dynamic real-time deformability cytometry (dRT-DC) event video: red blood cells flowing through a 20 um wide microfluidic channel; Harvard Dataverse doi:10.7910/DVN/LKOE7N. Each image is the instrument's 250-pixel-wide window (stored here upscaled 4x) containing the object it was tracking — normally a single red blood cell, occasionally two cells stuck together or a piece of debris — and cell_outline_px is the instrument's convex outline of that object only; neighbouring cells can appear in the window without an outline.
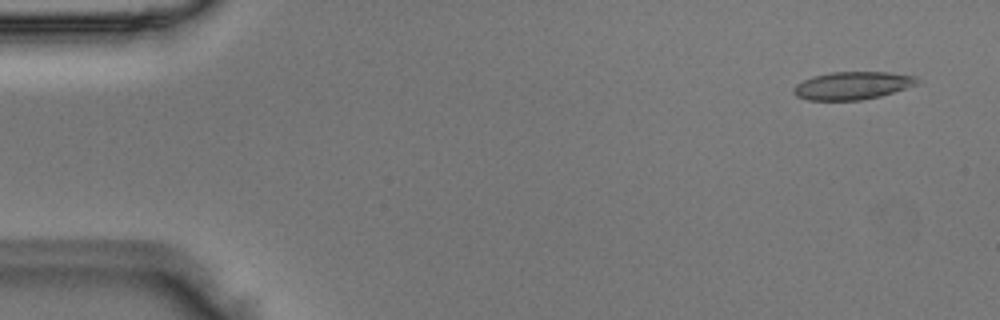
{"species": "Egyptian fruit bat (a non-hibernating species)", "species_latin": "Rousettus aegyptiacus", "temperature_condition": "room temperature", "stored_images_in_passage": 49, "camera_frame_rate_fps": 3000, "um_per_image_px": 0.085, "animal": {"sex": "male"}, "frame": {"image": 1, "passage_image": 3, "time_ms": 0.667, "image_size_px": [1000, 320], "cell_outline_px": [[920, 80], [916, 84], [880, 96], [860, 100], [808, 100], [796, 96], [792, 92], [792, 88], [796, 84], [812, 76], [832, 72], [888, 72], [916, 76]], "centroid_in_image_um": [72.41, 7.27], "position_along_channel_um": 12.6, "area_um2": 19.94}}
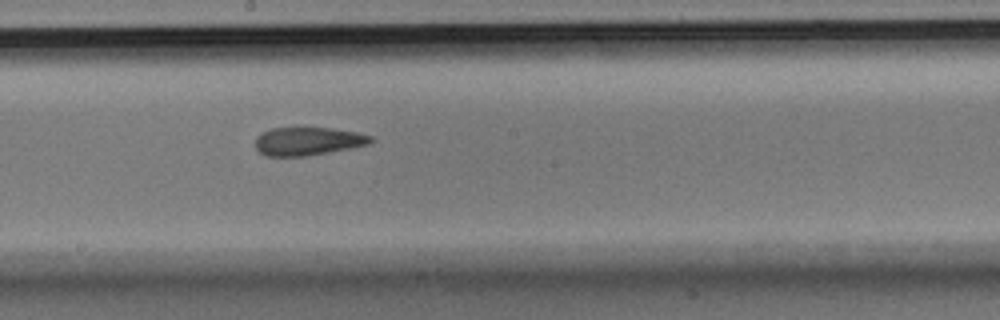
{"frame": {"image": 2, "passage_image": 27, "time_ms": 8.667, "image_size_px": [1000, 320], "cell_outline_px": [[376, 140], [372, 144], [352, 148], [308, 156], [268, 156], [260, 152], [256, 148], [256, 136], [272, 128], [296, 124], [304, 124], [332, 128], [356, 132], [372, 136]], "centroid_in_image_um": [26.21, 11.95], "position_along_channel_um": 222.0, "area_um2": 20.06}}
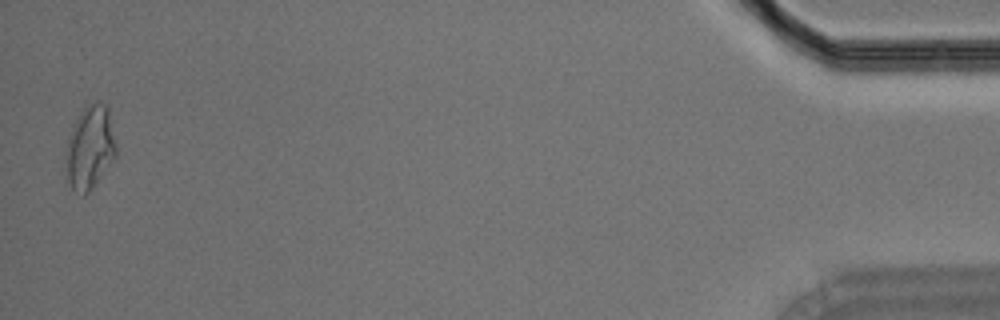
{"frame": {"image": 3, "passage_image": 49, "time_ms": 16.0, "image_size_px": [1000, 320], "cell_outline_px": [[116, 156], [88, 192], [84, 196], [72, 188], [68, 180], [68, 136], [80, 112], [84, 108], [96, 100], [100, 100], [108, 108], [116, 144]], "centroid_in_image_um": [7.68, 12.49], "position_along_channel_um": 427.5, "area_um2": 23.64}}